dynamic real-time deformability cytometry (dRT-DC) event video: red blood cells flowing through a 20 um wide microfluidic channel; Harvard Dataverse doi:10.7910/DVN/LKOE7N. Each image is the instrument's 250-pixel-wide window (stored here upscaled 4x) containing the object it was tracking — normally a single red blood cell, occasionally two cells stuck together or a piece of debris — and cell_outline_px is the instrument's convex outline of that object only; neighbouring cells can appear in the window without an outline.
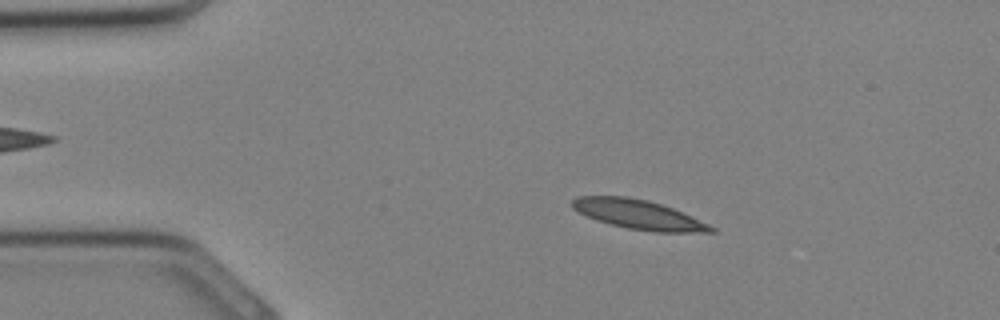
{"species": "Egyptian fruit bat (a non-hibernating species)", "species_latin": "Rousettus aegyptiacus", "temperature_condition": "cold", "stored_images_in_passage": 16, "camera_frame_rate_fps": 3000, "um_per_image_px": 0.085, "animal": {"sex": "female"}, "frame": {"image": 1, "passage_image": 6, "time_ms": 1.667, "image_size_px": [1000, 320], "cell_outline_px": [[716, 232], [656, 232], [628, 228], [596, 220], [572, 208], [572, 200], [576, 196], [628, 196], [648, 200], [672, 208], [708, 224], [716, 228]], "centroid_in_image_um": [54.26, 18.23], "position_along_channel_um": 30.7, "area_um2": 23.41}}
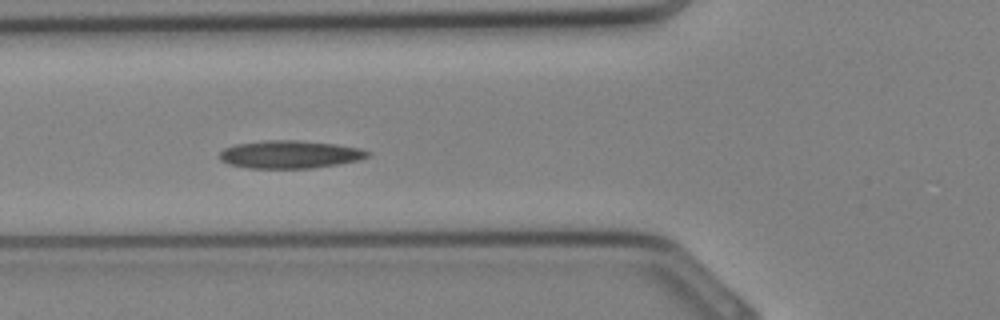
{"frame": {"image": 2, "passage_image": 12, "time_ms": 3.667, "image_size_px": [1000, 320], "cell_outline_px": [[372, 152], [368, 156], [360, 160], [340, 164], [312, 168], [248, 168], [228, 164], [220, 160], [220, 152], [224, 148], [236, 144], [264, 140], [296, 140], [336, 144], [360, 148]], "centroid_in_image_um": [24.65, 13.12], "position_along_channel_um": 101.1, "area_um2": 24.16}}
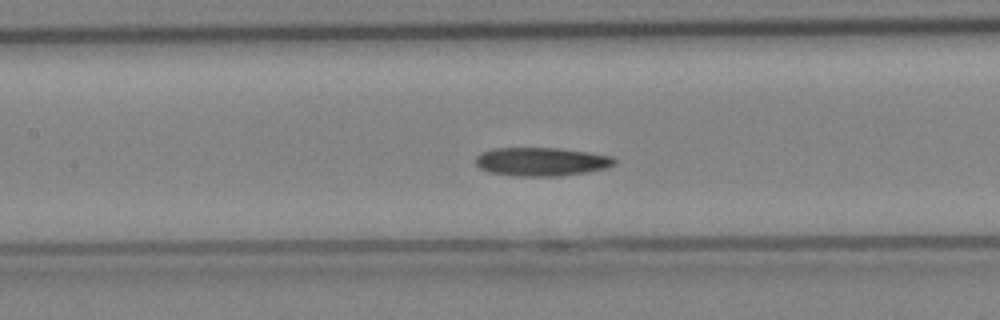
{"frame": {"image": 3, "passage_image": 15, "time_ms": 4.667, "image_size_px": [1000, 320], "cell_outline_px": [[616, 164], [608, 168], [584, 172], [556, 176], [520, 176], [488, 172], [480, 168], [476, 164], [476, 156], [480, 152], [492, 148], [556, 148], [588, 152], [612, 156], [616, 160]], "centroid_in_image_um": [46.01, 13.73], "position_along_channel_um": 161.4, "area_um2": 23.06}}